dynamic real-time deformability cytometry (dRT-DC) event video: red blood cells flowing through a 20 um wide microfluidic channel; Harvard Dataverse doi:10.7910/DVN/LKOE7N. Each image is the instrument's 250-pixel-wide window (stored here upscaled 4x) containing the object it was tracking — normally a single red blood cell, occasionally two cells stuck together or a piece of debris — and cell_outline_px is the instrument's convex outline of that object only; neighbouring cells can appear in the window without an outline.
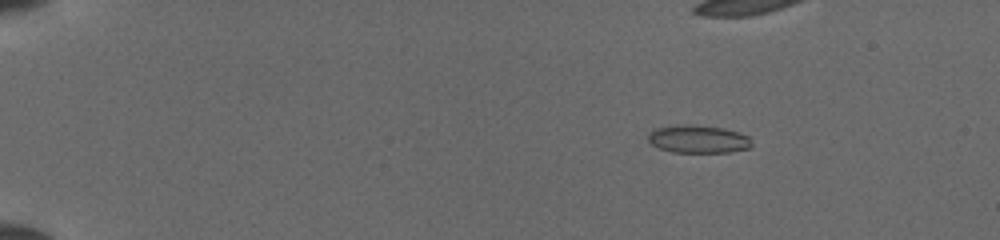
{"species": "common noctule bat (a hibernating species)", "species_latin": "Nyctalus noctula", "temperature_condition": "cold", "stored_images_in_passage": 54, "camera_frame_rate_fps": 3000, "um_per_image_px": 0.085, "animal": {"sex": "female", "body_mass_g": 19.5, "forearm_length_mm": 54.1}, "frame": {"image": 1, "passage_image": 10, "time_ms": 3.0, "image_size_px": [1000, 240], "cell_outline_px": [[752, 144], [748, 148], [728, 152], [672, 152], [660, 148], [652, 144], [648, 140], [648, 132], [656, 128], [676, 124], [684, 124], [724, 128], [740, 132], [748, 136]], "centroid_in_image_um": [59.32, 11.81], "position_along_channel_um": 25.7, "area_um2": 16.82}}
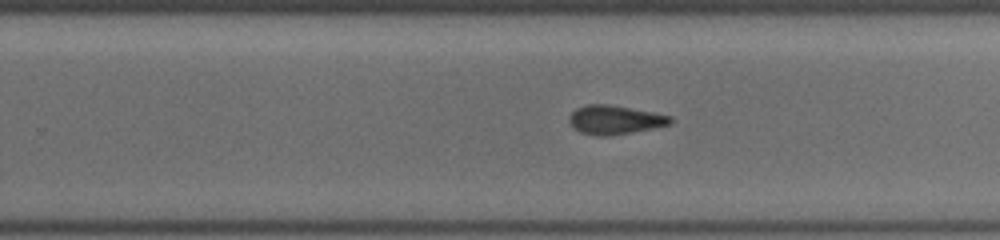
{"frame": {"image": 2, "passage_image": 36, "time_ms": 11.667, "image_size_px": [1000, 240], "cell_outline_px": [[676, 120], [668, 124], [652, 128], [608, 136], [596, 136], [580, 132], [572, 128], [568, 120], [568, 116], [576, 108], [588, 104], [604, 104], [652, 112], [672, 116]], "centroid_in_image_um": [52.21, 10.19], "position_along_channel_um": 277.6, "area_um2": 16.94}}
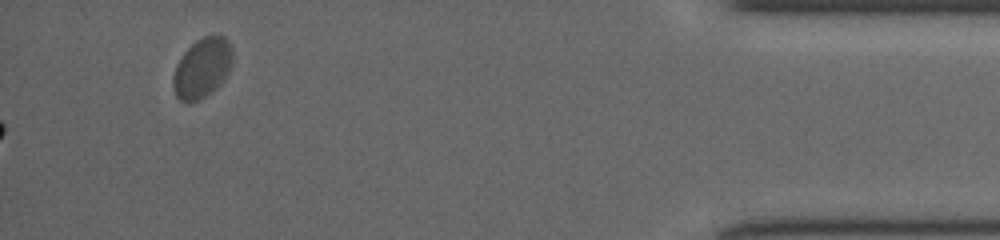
{"frame": {"image": 3, "passage_image": 54, "time_ms": 17.667, "image_size_px": [1000, 240], "cell_outline_px": [[232, 64], [228, 72], [216, 88], [204, 96], [188, 104], [180, 100], [176, 96], [172, 84], [172, 76], [176, 64], [184, 52], [196, 40], [204, 36], [224, 36], [228, 40], [232, 48]], "centroid_in_image_um": [17.16, 5.78], "position_along_channel_um": 418.0, "area_um2": 20.63}}